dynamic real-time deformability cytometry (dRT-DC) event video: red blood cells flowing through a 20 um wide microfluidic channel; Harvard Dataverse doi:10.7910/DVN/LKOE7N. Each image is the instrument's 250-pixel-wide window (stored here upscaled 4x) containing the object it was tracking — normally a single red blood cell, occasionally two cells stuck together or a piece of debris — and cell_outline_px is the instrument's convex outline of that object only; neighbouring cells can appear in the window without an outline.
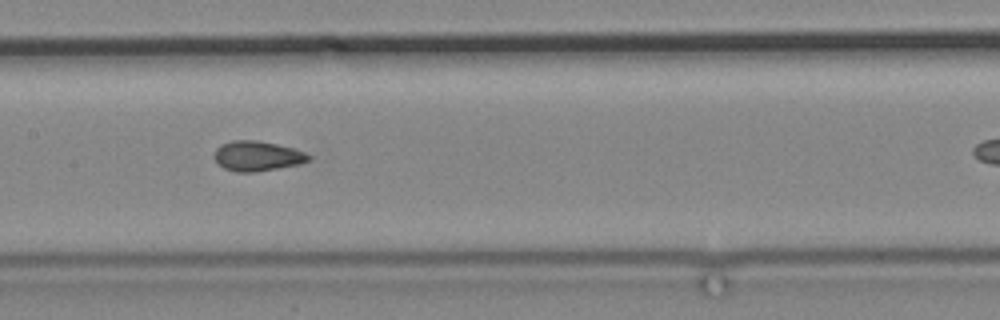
{"species": "common noctule bat (a hibernating species)", "species_latin": "Nyctalus noctula", "temperature_condition": "cold", "stored_images_in_passage": 13, "camera_frame_rate_fps": 3000, "um_per_image_px": 0.085, "animal": {"sex": "male", "body_mass_g": 19.2, "forearm_length_mm": 51.8}, "frame": {"image": 1, "passage_image": 10, "time_ms": 11.0, "image_size_px": [1000, 320], "cell_outline_px": [[312, 156], [308, 160], [300, 164], [252, 172], [236, 172], [224, 168], [216, 164], [212, 156], [216, 148], [220, 144], [232, 140], [256, 140], [276, 144], [292, 148], [304, 152]], "centroid_in_image_um": [21.79, 13.26], "position_along_channel_um": 185.6, "area_um2": 16.53}}
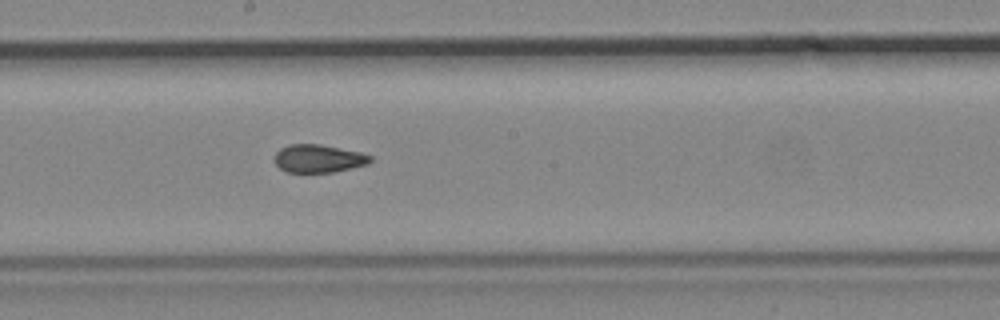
{"frame": {"image": 2, "passage_image": 13, "time_ms": 15.333, "image_size_px": [1000, 320], "cell_outline_px": [[372, 160], [368, 164], [352, 168], [332, 172], [288, 172], [280, 168], [272, 160], [272, 156], [280, 148], [288, 144], [320, 144], [360, 152], [372, 156]], "centroid_in_image_um": [27.03, 13.47], "position_along_channel_um": 221.2, "area_um2": 15.78}}